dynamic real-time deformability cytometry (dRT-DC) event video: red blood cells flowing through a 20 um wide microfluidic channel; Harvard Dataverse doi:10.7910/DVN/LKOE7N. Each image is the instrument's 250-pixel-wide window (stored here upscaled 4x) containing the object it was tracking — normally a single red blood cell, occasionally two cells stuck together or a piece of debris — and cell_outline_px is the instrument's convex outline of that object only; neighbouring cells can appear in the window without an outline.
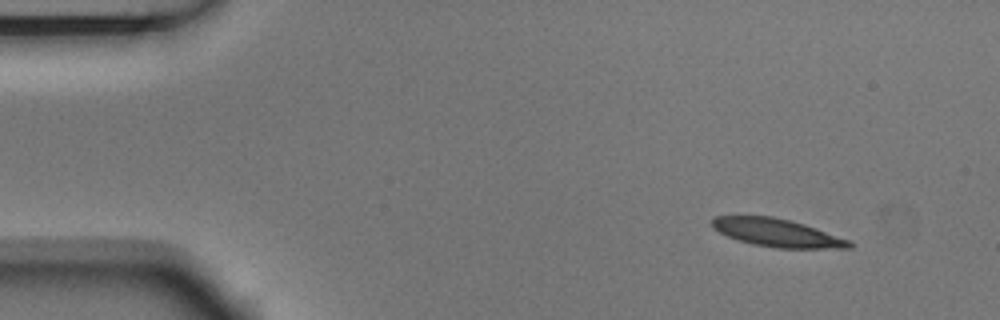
{"species": "Egyptian fruit bat (a non-hibernating species)", "species_latin": "Rousettus aegyptiacus", "temperature_condition": "room temperature", "stored_images_in_passage": 5, "camera_frame_rate_fps": 3000, "um_per_image_px": 0.085, "animal": {"sex": "male"}, "frame": {"image": 1, "passage_image": 1, "time_ms": 0.0, "image_size_px": [1000, 320], "cell_outline_px": [[852, 248], [776, 248], [752, 244], [728, 236], [712, 228], [712, 220], [716, 216], [772, 216], [804, 224], [852, 240]], "centroid_in_image_um": [66.09, 19.79], "position_along_channel_um": 18.9, "area_um2": 22.25}}
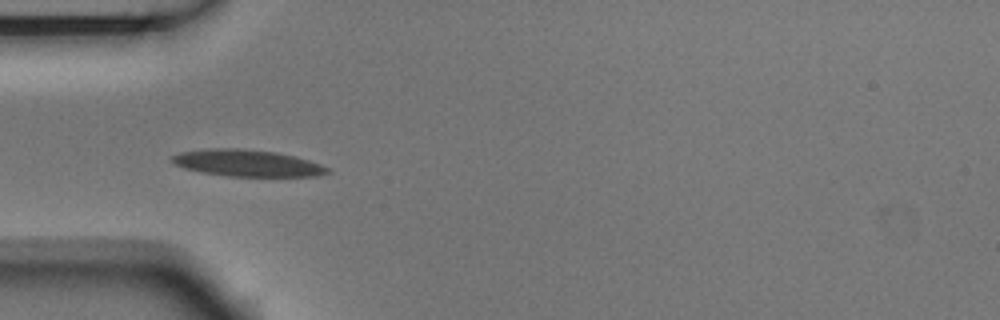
{"frame": {"image": 2, "passage_image": 4, "time_ms": 1.0, "image_size_px": [1000, 320], "cell_outline_px": [[332, 172], [320, 176], [228, 176], [204, 172], [184, 168], [176, 164], [172, 160], [172, 156], [180, 152], [212, 148], [236, 148], [272, 152], [292, 156], [308, 160], [332, 168]], "centroid_in_image_um": [21.07, 13.87], "position_along_channel_um": 63.9, "area_um2": 23.87}}
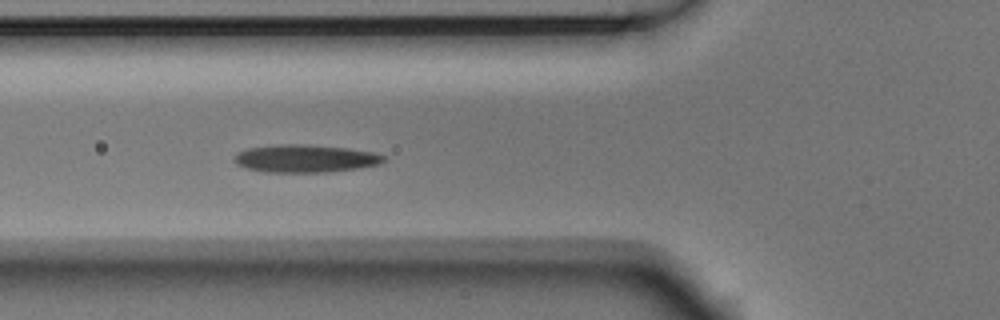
{"frame": {"image": 3, "passage_image": 5, "time_ms": 1.333, "image_size_px": [1000, 320], "cell_outline_px": [[388, 156], [380, 164], [356, 168], [328, 172], [264, 172], [248, 168], [236, 164], [232, 160], [236, 152], [248, 148], [276, 144], [304, 144], [348, 148], [372, 152]], "centroid_in_image_um": [25.92, 13.47], "position_along_channel_um": 99.9, "area_um2": 24.28}}